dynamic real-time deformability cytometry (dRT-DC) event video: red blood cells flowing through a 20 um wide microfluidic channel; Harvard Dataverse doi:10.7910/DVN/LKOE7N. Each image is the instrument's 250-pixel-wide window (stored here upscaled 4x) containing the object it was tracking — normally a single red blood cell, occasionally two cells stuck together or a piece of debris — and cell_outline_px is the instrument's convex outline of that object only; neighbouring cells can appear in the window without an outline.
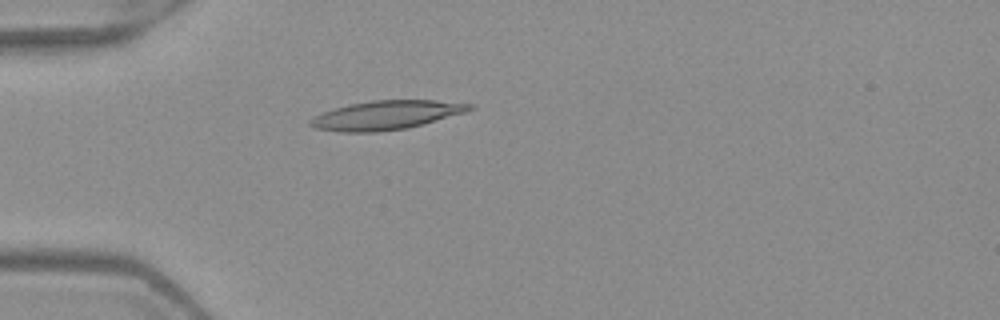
{"species": "Egyptian fruit bat (a non-hibernating species)", "species_latin": "Rousettus aegyptiacus", "temperature_condition": "warm", "stored_images_in_passage": 4, "camera_frame_rate_fps": 3000, "um_per_image_px": 0.085, "frame": {"image": 1, "passage_image": 4, "time_ms": 1.0, "image_size_px": [1000, 320], "cell_outline_px": [[476, 108], [464, 112], [420, 124], [404, 128], [376, 132], [340, 132], [312, 128], [308, 124], [308, 120], [324, 112], [348, 104], [372, 100], [436, 100], [476, 104]], "centroid_in_image_um": [32.8, 9.78], "position_along_channel_um": 52.2, "area_um2": 26.65}}